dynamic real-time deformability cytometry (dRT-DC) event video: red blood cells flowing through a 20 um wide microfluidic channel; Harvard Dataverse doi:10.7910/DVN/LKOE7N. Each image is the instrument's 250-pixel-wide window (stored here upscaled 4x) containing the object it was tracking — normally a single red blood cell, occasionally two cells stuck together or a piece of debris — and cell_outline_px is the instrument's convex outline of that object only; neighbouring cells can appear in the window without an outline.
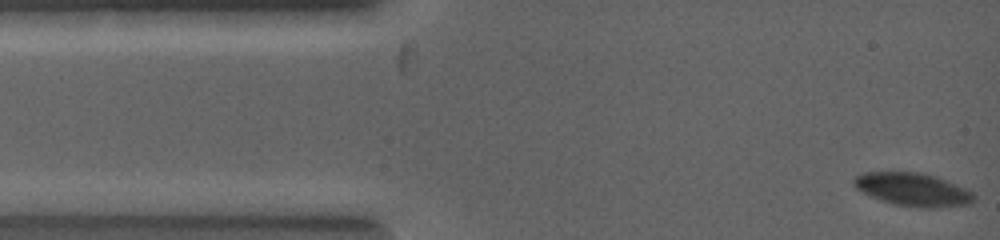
{"species": "common noctule bat (a hibernating species)", "species_latin": "Nyctalus noctula", "temperature_condition": "warm", "stored_images_in_passage": 6, "camera_frame_rate_fps": 5000, "um_per_image_px": 0.085, "animal": {"sex": "female", "body_mass_g": 19.0, "forearm_length_mm": 53.3}, "frame": {"image": 1, "passage_image": 1, "time_ms": 0.0, "image_size_px": [1000, 240], "cell_outline_px": [[976, 200], [968, 204], [936, 208], [920, 208], [892, 204], [880, 200], [856, 188], [852, 184], [852, 180], [856, 176], [864, 172], [920, 172], [936, 176], [964, 188], [972, 192], [976, 196]], "centroid_in_image_um": [77.59, 16.11], "position_along_channel_um": 7.4, "area_um2": 23.24}}